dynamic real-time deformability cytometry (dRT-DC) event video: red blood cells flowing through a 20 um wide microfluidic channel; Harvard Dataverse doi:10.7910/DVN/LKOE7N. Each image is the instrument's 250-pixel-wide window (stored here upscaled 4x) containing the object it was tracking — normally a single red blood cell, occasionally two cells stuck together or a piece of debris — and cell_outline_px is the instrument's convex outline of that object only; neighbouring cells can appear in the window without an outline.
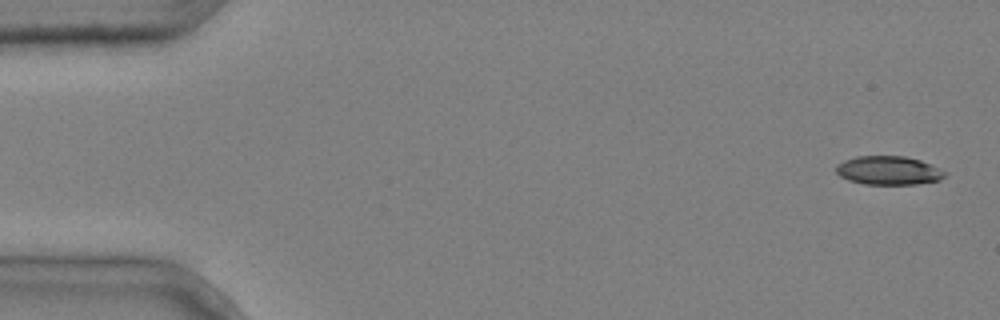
{"species": "common noctule bat (a hibernating species)", "species_latin": "Nyctalus noctula", "temperature_condition": "cold", "stored_images_in_passage": 5, "camera_frame_rate_fps": 3000, "um_per_image_px": 0.085, "animal": {"sex": "male", "body_mass_g": 20.4}, "frame": {"image": 1, "passage_image": 1, "time_ms": 0.0, "image_size_px": [1000, 320], "cell_outline_px": [[948, 172], [940, 180], [916, 184], [864, 184], [848, 180], [840, 176], [836, 172], [836, 164], [844, 160], [856, 156], [904, 156], [920, 160], [932, 164]], "centroid_in_image_um": [75.53, 14.48], "position_along_channel_um": 9.5, "area_um2": 18.32}}
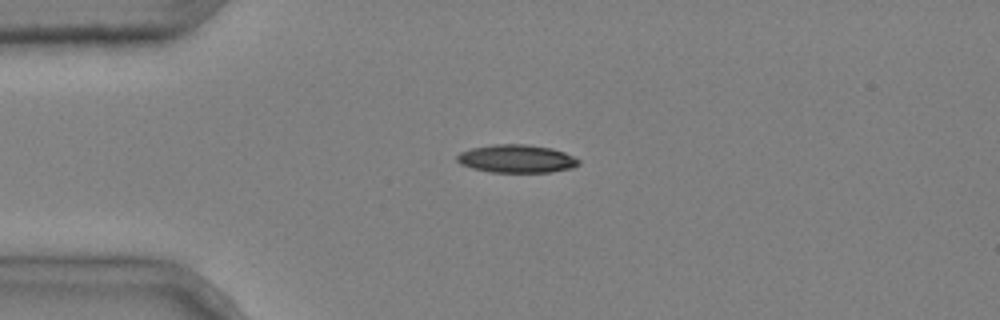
{"frame": {"image": 2, "passage_image": 4, "time_ms": 1.0, "image_size_px": [1000, 320], "cell_outline_px": [[580, 164], [572, 168], [552, 172], [488, 172], [472, 168], [460, 164], [456, 160], [456, 156], [460, 152], [472, 148], [492, 144], [524, 144], [552, 148], [564, 152], [580, 160]], "centroid_in_image_um": [43.9, 13.49], "position_along_channel_um": 41.1, "area_um2": 20.0}}